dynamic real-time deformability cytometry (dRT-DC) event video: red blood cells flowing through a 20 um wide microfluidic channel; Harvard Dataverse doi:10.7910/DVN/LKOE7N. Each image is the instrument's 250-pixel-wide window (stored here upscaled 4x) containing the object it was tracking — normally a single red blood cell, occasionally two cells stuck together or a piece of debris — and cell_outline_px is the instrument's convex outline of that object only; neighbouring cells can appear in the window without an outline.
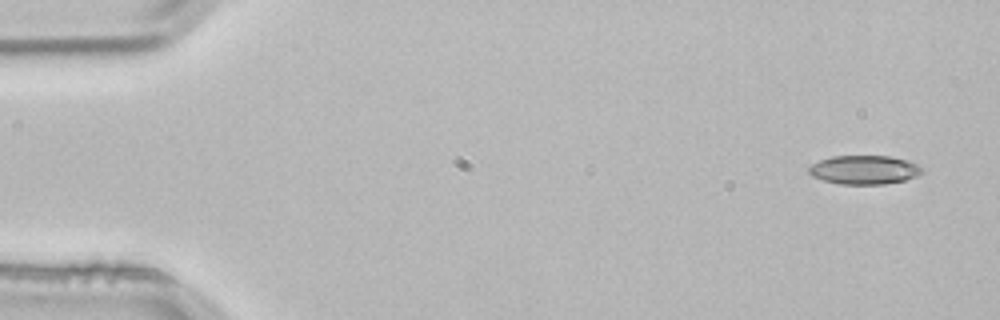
{"species": "common noctule bat (a hibernating species)", "species_latin": "Nyctalus noctula", "temperature_condition": "room temperature", "stored_images_in_passage": 4, "camera_frame_rate_fps": 3000, "um_per_image_px": 0.085, "animal": {"sex": "male", "body_mass_g": 21.5, "forearm_length_mm": 52.0}, "frame": {"image": 1, "passage_image": 1, "time_ms": 0.0, "image_size_px": [1000, 320], "cell_outline_px": [[924, 168], [916, 176], [904, 180], [884, 184], [840, 184], [824, 180], [812, 176], [808, 172], [808, 168], [812, 164], [820, 160], [832, 156], [892, 156], [908, 160]], "centroid_in_image_um": [73.45, 14.43], "position_along_channel_um": 11.5, "area_um2": 18.96}}